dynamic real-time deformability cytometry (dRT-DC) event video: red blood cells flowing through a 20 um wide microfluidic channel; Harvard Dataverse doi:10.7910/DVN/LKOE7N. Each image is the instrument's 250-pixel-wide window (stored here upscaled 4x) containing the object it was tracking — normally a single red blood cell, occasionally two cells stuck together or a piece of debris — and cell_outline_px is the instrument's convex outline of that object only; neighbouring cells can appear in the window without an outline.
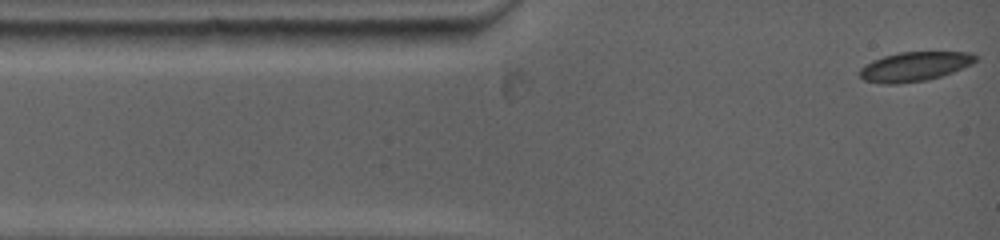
{"species": "common noctule bat (a hibernating species)", "species_latin": "Nyctalus noctula", "temperature_condition": "warm", "stored_images_in_passage": 10, "camera_frame_rate_fps": 5000, "um_per_image_px": 0.085, "animal": {"sex": "female", "body_mass_g": 19.0, "forearm_length_mm": 53.3}, "frame": {"image": 1, "passage_image": 1, "time_ms": 0.0, "image_size_px": [1000, 240], "cell_outline_px": [[980, 56], [972, 64], [952, 72], [928, 80], [896, 84], [880, 84], [864, 80], [860, 76], [860, 68], [864, 64], [872, 60], [884, 56], [900, 52], [972, 52]], "centroid_in_image_um": [77.74, 5.65], "position_along_channel_um": 7.3, "area_um2": 19.94}}
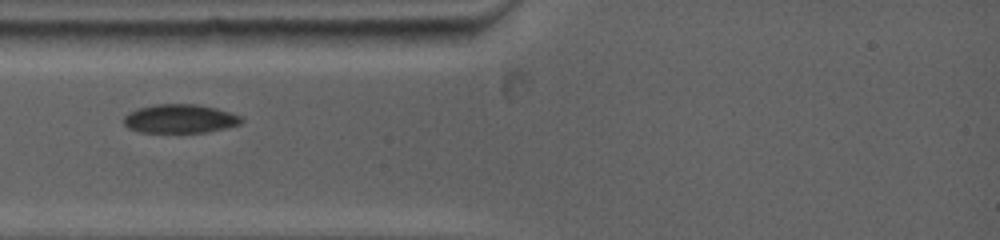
{"frame": {"image": 2, "passage_image": 7, "time_ms": 2.8, "image_size_px": [1000, 240], "cell_outline_px": [[244, 120], [240, 124], [224, 128], [204, 132], [144, 132], [128, 128], [124, 124], [124, 116], [128, 112], [136, 108], [156, 104], [196, 104], [216, 108], [240, 116]], "centroid_in_image_um": [15.27, 10.08], "position_along_channel_um": 69.7, "area_um2": 19.59}}
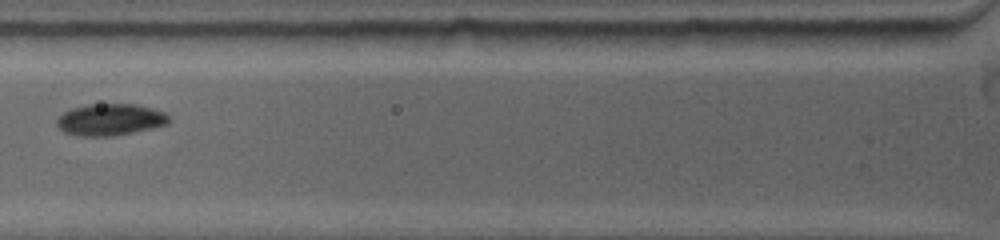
{"frame": {"image": 3, "passage_image": 9, "time_ms": 4.0, "image_size_px": [1000, 240], "cell_outline_px": [[172, 120], [168, 124], [152, 128], [108, 136], [84, 136], [64, 132], [56, 124], [56, 120], [64, 112], [72, 108], [88, 104], [136, 104], [152, 108], [164, 112]], "centroid_in_image_um": [9.38, 10.15], "position_along_channel_um": 116.4, "area_um2": 20.52}}